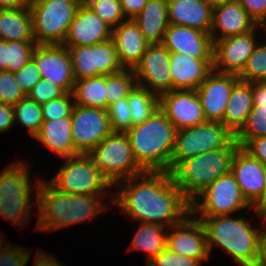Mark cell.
Listing matches in <instances>:
<instances>
[{"label":"cell","instance_id":"cell-53","mask_svg":"<svg viewBox=\"0 0 266 266\" xmlns=\"http://www.w3.org/2000/svg\"><path fill=\"white\" fill-rule=\"evenodd\" d=\"M257 266H266V220L263 221V227L260 237V255Z\"/></svg>","mask_w":266,"mask_h":266},{"label":"cell","instance_id":"cell-13","mask_svg":"<svg viewBox=\"0 0 266 266\" xmlns=\"http://www.w3.org/2000/svg\"><path fill=\"white\" fill-rule=\"evenodd\" d=\"M263 35L264 27L258 25L245 34L213 41V70L238 75Z\"/></svg>","mask_w":266,"mask_h":266},{"label":"cell","instance_id":"cell-46","mask_svg":"<svg viewBox=\"0 0 266 266\" xmlns=\"http://www.w3.org/2000/svg\"><path fill=\"white\" fill-rule=\"evenodd\" d=\"M146 266H202V263L164 248Z\"/></svg>","mask_w":266,"mask_h":266},{"label":"cell","instance_id":"cell-15","mask_svg":"<svg viewBox=\"0 0 266 266\" xmlns=\"http://www.w3.org/2000/svg\"><path fill=\"white\" fill-rule=\"evenodd\" d=\"M170 51L163 44H150L134 67L137 86L160 96L173 90Z\"/></svg>","mask_w":266,"mask_h":266},{"label":"cell","instance_id":"cell-5","mask_svg":"<svg viewBox=\"0 0 266 266\" xmlns=\"http://www.w3.org/2000/svg\"><path fill=\"white\" fill-rule=\"evenodd\" d=\"M26 162L22 158L0 171V217L19 228L28 225L32 218V208L37 205V191L43 179L38 176L36 182L32 181L31 166Z\"/></svg>","mask_w":266,"mask_h":266},{"label":"cell","instance_id":"cell-17","mask_svg":"<svg viewBox=\"0 0 266 266\" xmlns=\"http://www.w3.org/2000/svg\"><path fill=\"white\" fill-rule=\"evenodd\" d=\"M166 248L202 264L210 259L205 228L191 213L181 223L169 228Z\"/></svg>","mask_w":266,"mask_h":266},{"label":"cell","instance_id":"cell-31","mask_svg":"<svg viewBox=\"0 0 266 266\" xmlns=\"http://www.w3.org/2000/svg\"><path fill=\"white\" fill-rule=\"evenodd\" d=\"M128 247L131 251H142L146 255V264L166 248L168 227L158 224L140 223Z\"/></svg>","mask_w":266,"mask_h":266},{"label":"cell","instance_id":"cell-55","mask_svg":"<svg viewBox=\"0 0 266 266\" xmlns=\"http://www.w3.org/2000/svg\"><path fill=\"white\" fill-rule=\"evenodd\" d=\"M8 71V41L0 40V71Z\"/></svg>","mask_w":266,"mask_h":266},{"label":"cell","instance_id":"cell-30","mask_svg":"<svg viewBox=\"0 0 266 266\" xmlns=\"http://www.w3.org/2000/svg\"><path fill=\"white\" fill-rule=\"evenodd\" d=\"M0 40L35 42L29 7L0 9Z\"/></svg>","mask_w":266,"mask_h":266},{"label":"cell","instance_id":"cell-57","mask_svg":"<svg viewBox=\"0 0 266 266\" xmlns=\"http://www.w3.org/2000/svg\"><path fill=\"white\" fill-rule=\"evenodd\" d=\"M210 2V4L215 7V6H218V5H221V4H226L228 2H232V1H235V0H208Z\"/></svg>","mask_w":266,"mask_h":266},{"label":"cell","instance_id":"cell-24","mask_svg":"<svg viewBox=\"0 0 266 266\" xmlns=\"http://www.w3.org/2000/svg\"><path fill=\"white\" fill-rule=\"evenodd\" d=\"M258 25L247 11L235 0L213 7V23L210 31L212 41L241 35L254 30Z\"/></svg>","mask_w":266,"mask_h":266},{"label":"cell","instance_id":"cell-58","mask_svg":"<svg viewBox=\"0 0 266 266\" xmlns=\"http://www.w3.org/2000/svg\"><path fill=\"white\" fill-rule=\"evenodd\" d=\"M3 236L4 235L0 234V252L8 245L7 242H5L6 240L3 239Z\"/></svg>","mask_w":266,"mask_h":266},{"label":"cell","instance_id":"cell-32","mask_svg":"<svg viewBox=\"0 0 266 266\" xmlns=\"http://www.w3.org/2000/svg\"><path fill=\"white\" fill-rule=\"evenodd\" d=\"M72 95L77 105L106 110V75L75 80Z\"/></svg>","mask_w":266,"mask_h":266},{"label":"cell","instance_id":"cell-51","mask_svg":"<svg viewBox=\"0 0 266 266\" xmlns=\"http://www.w3.org/2000/svg\"><path fill=\"white\" fill-rule=\"evenodd\" d=\"M148 0H120L123 14L126 19H134L147 4Z\"/></svg>","mask_w":266,"mask_h":266},{"label":"cell","instance_id":"cell-40","mask_svg":"<svg viewBox=\"0 0 266 266\" xmlns=\"http://www.w3.org/2000/svg\"><path fill=\"white\" fill-rule=\"evenodd\" d=\"M36 42L8 41V71L16 73L31 58Z\"/></svg>","mask_w":266,"mask_h":266},{"label":"cell","instance_id":"cell-45","mask_svg":"<svg viewBox=\"0 0 266 266\" xmlns=\"http://www.w3.org/2000/svg\"><path fill=\"white\" fill-rule=\"evenodd\" d=\"M30 256V251L27 248L16 246L10 242L0 252V266H27Z\"/></svg>","mask_w":266,"mask_h":266},{"label":"cell","instance_id":"cell-2","mask_svg":"<svg viewBox=\"0 0 266 266\" xmlns=\"http://www.w3.org/2000/svg\"><path fill=\"white\" fill-rule=\"evenodd\" d=\"M43 178L37 191V231L53 232L58 229L87 222L111 210L110 195H73L57 190ZM109 197L107 199L104 197ZM102 198V199H100ZM111 205H110V204ZM110 208V209H109Z\"/></svg>","mask_w":266,"mask_h":266},{"label":"cell","instance_id":"cell-54","mask_svg":"<svg viewBox=\"0 0 266 266\" xmlns=\"http://www.w3.org/2000/svg\"><path fill=\"white\" fill-rule=\"evenodd\" d=\"M32 0H0V9L27 8Z\"/></svg>","mask_w":266,"mask_h":266},{"label":"cell","instance_id":"cell-36","mask_svg":"<svg viewBox=\"0 0 266 266\" xmlns=\"http://www.w3.org/2000/svg\"><path fill=\"white\" fill-rule=\"evenodd\" d=\"M259 40L243 70L237 75L245 82L266 81V35Z\"/></svg>","mask_w":266,"mask_h":266},{"label":"cell","instance_id":"cell-19","mask_svg":"<svg viewBox=\"0 0 266 266\" xmlns=\"http://www.w3.org/2000/svg\"><path fill=\"white\" fill-rule=\"evenodd\" d=\"M238 80L236 74L212 70L196 89L206 121H223L232 88Z\"/></svg>","mask_w":266,"mask_h":266},{"label":"cell","instance_id":"cell-44","mask_svg":"<svg viewBox=\"0 0 266 266\" xmlns=\"http://www.w3.org/2000/svg\"><path fill=\"white\" fill-rule=\"evenodd\" d=\"M14 77L17 85L26 96L41 79L40 72L32 58L20 70L14 73Z\"/></svg>","mask_w":266,"mask_h":266},{"label":"cell","instance_id":"cell-25","mask_svg":"<svg viewBox=\"0 0 266 266\" xmlns=\"http://www.w3.org/2000/svg\"><path fill=\"white\" fill-rule=\"evenodd\" d=\"M112 39L124 69H134L150 45L133 19H125L113 28Z\"/></svg>","mask_w":266,"mask_h":266},{"label":"cell","instance_id":"cell-41","mask_svg":"<svg viewBox=\"0 0 266 266\" xmlns=\"http://www.w3.org/2000/svg\"><path fill=\"white\" fill-rule=\"evenodd\" d=\"M72 93H65L63 96L50 100L41 105L43 121L58 120L63 117H71L74 107Z\"/></svg>","mask_w":266,"mask_h":266},{"label":"cell","instance_id":"cell-28","mask_svg":"<svg viewBox=\"0 0 266 266\" xmlns=\"http://www.w3.org/2000/svg\"><path fill=\"white\" fill-rule=\"evenodd\" d=\"M253 106L251 83L239 79L232 88L221 123L235 136L245 125Z\"/></svg>","mask_w":266,"mask_h":266},{"label":"cell","instance_id":"cell-10","mask_svg":"<svg viewBox=\"0 0 266 266\" xmlns=\"http://www.w3.org/2000/svg\"><path fill=\"white\" fill-rule=\"evenodd\" d=\"M63 165L48 181L59 191L73 195H108L110 182L84 154L62 158Z\"/></svg>","mask_w":266,"mask_h":266},{"label":"cell","instance_id":"cell-9","mask_svg":"<svg viewBox=\"0 0 266 266\" xmlns=\"http://www.w3.org/2000/svg\"><path fill=\"white\" fill-rule=\"evenodd\" d=\"M83 0H32L29 6L36 44H63Z\"/></svg>","mask_w":266,"mask_h":266},{"label":"cell","instance_id":"cell-8","mask_svg":"<svg viewBox=\"0 0 266 266\" xmlns=\"http://www.w3.org/2000/svg\"><path fill=\"white\" fill-rule=\"evenodd\" d=\"M191 214L195 218H206L223 215H237L238 212L248 209L253 211L256 219L265 221L266 218L259 214L243 196L234 175L229 172L220 176L191 202Z\"/></svg>","mask_w":266,"mask_h":266},{"label":"cell","instance_id":"cell-1","mask_svg":"<svg viewBox=\"0 0 266 266\" xmlns=\"http://www.w3.org/2000/svg\"><path fill=\"white\" fill-rule=\"evenodd\" d=\"M112 207L139 223L170 228L190 213V201L175 185L170 172H145L115 184Z\"/></svg>","mask_w":266,"mask_h":266},{"label":"cell","instance_id":"cell-38","mask_svg":"<svg viewBox=\"0 0 266 266\" xmlns=\"http://www.w3.org/2000/svg\"><path fill=\"white\" fill-rule=\"evenodd\" d=\"M83 3L112 29L126 19L122 11L120 0H83Z\"/></svg>","mask_w":266,"mask_h":266},{"label":"cell","instance_id":"cell-34","mask_svg":"<svg viewBox=\"0 0 266 266\" xmlns=\"http://www.w3.org/2000/svg\"><path fill=\"white\" fill-rule=\"evenodd\" d=\"M136 86L133 69H123L117 73L106 75V110L110 104L128 97Z\"/></svg>","mask_w":266,"mask_h":266},{"label":"cell","instance_id":"cell-52","mask_svg":"<svg viewBox=\"0 0 266 266\" xmlns=\"http://www.w3.org/2000/svg\"><path fill=\"white\" fill-rule=\"evenodd\" d=\"M33 258V266H65L55 256L45 253L43 250H38Z\"/></svg>","mask_w":266,"mask_h":266},{"label":"cell","instance_id":"cell-21","mask_svg":"<svg viewBox=\"0 0 266 266\" xmlns=\"http://www.w3.org/2000/svg\"><path fill=\"white\" fill-rule=\"evenodd\" d=\"M112 38V28L83 2L78 7L63 45L92 46Z\"/></svg>","mask_w":266,"mask_h":266},{"label":"cell","instance_id":"cell-56","mask_svg":"<svg viewBox=\"0 0 266 266\" xmlns=\"http://www.w3.org/2000/svg\"><path fill=\"white\" fill-rule=\"evenodd\" d=\"M253 207L254 210L266 218V185L263 192V197Z\"/></svg>","mask_w":266,"mask_h":266},{"label":"cell","instance_id":"cell-23","mask_svg":"<svg viewBox=\"0 0 266 266\" xmlns=\"http://www.w3.org/2000/svg\"><path fill=\"white\" fill-rule=\"evenodd\" d=\"M173 90H196L213 70V58H193L170 52Z\"/></svg>","mask_w":266,"mask_h":266},{"label":"cell","instance_id":"cell-37","mask_svg":"<svg viewBox=\"0 0 266 266\" xmlns=\"http://www.w3.org/2000/svg\"><path fill=\"white\" fill-rule=\"evenodd\" d=\"M263 136H266V109H252L235 141L243 148L251 139Z\"/></svg>","mask_w":266,"mask_h":266},{"label":"cell","instance_id":"cell-33","mask_svg":"<svg viewBox=\"0 0 266 266\" xmlns=\"http://www.w3.org/2000/svg\"><path fill=\"white\" fill-rule=\"evenodd\" d=\"M132 125L146 121L159 108V96L136 86L128 96Z\"/></svg>","mask_w":266,"mask_h":266},{"label":"cell","instance_id":"cell-59","mask_svg":"<svg viewBox=\"0 0 266 266\" xmlns=\"http://www.w3.org/2000/svg\"><path fill=\"white\" fill-rule=\"evenodd\" d=\"M263 27H264V32H265V35H266V24Z\"/></svg>","mask_w":266,"mask_h":266},{"label":"cell","instance_id":"cell-7","mask_svg":"<svg viewBox=\"0 0 266 266\" xmlns=\"http://www.w3.org/2000/svg\"><path fill=\"white\" fill-rule=\"evenodd\" d=\"M84 155L112 186L145 173L135 160L126 133L112 132Z\"/></svg>","mask_w":266,"mask_h":266},{"label":"cell","instance_id":"cell-16","mask_svg":"<svg viewBox=\"0 0 266 266\" xmlns=\"http://www.w3.org/2000/svg\"><path fill=\"white\" fill-rule=\"evenodd\" d=\"M41 78L72 93L75 77L69 51L63 44H37L32 53Z\"/></svg>","mask_w":266,"mask_h":266},{"label":"cell","instance_id":"cell-39","mask_svg":"<svg viewBox=\"0 0 266 266\" xmlns=\"http://www.w3.org/2000/svg\"><path fill=\"white\" fill-rule=\"evenodd\" d=\"M107 112L113 132L126 133L133 126L128 97L110 104Z\"/></svg>","mask_w":266,"mask_h":266},{"label":"cell","instance_id":"cell-27","mask_svg":"<svg viewBox=\"0 0 266 266\" xmlns=\"http://www.w3.org/2000/svg\"><path fill=\"white\" fill-rule=\"evenodd\" d=\"M33 138L57 157L67 158L79 154L72 141L70 117L43 121L39 132Z\"/></svg>","mask_w":266,"mask_h":266},{"label":"cell","instance_id":"cell-18","mask_svg":"<svg viewBox=\"0 0 266 266\" xmlns=\"http://www.w3.org/2000/svg\"><path fill=\"white\" fill-rule=\"evenodd\" d=\"M159 108L176 130L207 122L196 90H172L163 93L159 96Z\"/></svg>","mask_w":266,"mask_h":266},{"label":"cell","instance_id":"cell-48","mask_svg":"<svg viewBox=\"0 0 266 266\" xmlns=\"http://www.w3.org/2000/svg\"><path fill=\"white\" fill-rule=\"evenodd\" d=\"M243 149L266 167V136L251 139Z\"/></svg>","mask_w":266,"mask_h":266},{"label":"cell","instance_id":"cell-29","mask_svg":"<svg viewBox=\"0 0 266 266\" xmlns=\"http://www.w3.org/2000/svg\"><path fill=\"white\" fill-rule=\"evenodd\" d=\"M150 44H162L168 21V0H148L133 19Z\"/></svg>","mask_w":266,"mask_h":266},{"label":"cell","instance_id":"cell-12","mask_svg":"<svg viewBox=\"0 0 266 266\" xmlns=\"http://www.w3.org/2000/svg\"><path fill=\"white\" fill-rule=\"evenodd\" d=\"M75 80L117 73L120 64L113 39L87 46L67 47Z\"/></svg>","mask_w":266,"mask_h":266},{"label":"cell","instance_id":"cell-6","mask_svg":"<svg viewBox=\"0 0 266 266\" xmlns=\"http://www.w3.org/2000/svg\"><path fill=\"white\" fill-rule=\"evenodd\" d=\"M238 147L234 138L226 147L180 161L170 171L175 185L191 202L216 179L230 172L232 157Z\"/></svg>","mask_w":266,"mask_h":266},{"label":"cell","instance_id":"cell-20","mask_svg":"<svg viewBox=\"0 0 266 266\" xmlns=\"http://www.w3.org/2000/svg\"><path fill=\"white\" fill-rule=\"evenodd\" d=\"M230 172L234 175L243 196L254 206L263 197L266 167L242 147H238L232 157Z\"/></svg>","mask_w":266,"mask_h":266},{"label":"cell","instance_id":"cell-49","mask_svg":"<svg viewBox=\"0 0 266 266\" xmlns=\"http://www.w3.org/2000/svg\"><path fill=\"white\" fill-rule=\"evenodd\" d=\"M14 125V107L0 102V133L8 132Z\"/></svg>","mask_w":266,"mask_h":266},{"label":"cell","instance_id":"cell-22","mask_svg":"<svg viewBox=\"0 0 266 266\" xmlns=\"http://www.w3.org/2000/svg\"><path fill=\"white\" fill-rule=\"evenodd\" d=\"M162 44L173 53H185L193 58H213L210 34L198 29L169 24Z\"/></svg>","mask_w":266,"mask_h":266},{"label":"cell","instance_id":"cell-35","mask_svg":"<svg viewBox=\"0 0 266 266\" xmlns=\"http://www.w3.org/2000/svg\"><path fill=\"white\" fill-rule=\"evenodd\" d=\"M14 113L15 125L21 124L33 138L43 123L41 105L25 96L14 106Z\"/></svg>","mask_w":266,"mask_h":266},{"label":"cell","instance_id":"cell-50","mask_svg":"<svg viewBox=\"0 0 266 266\" xmlns=\"http://www.w3.org/2000/svg\"><path fill=\"white\" fill-rule=\"evenodd\" d=\"M253 109H266V81L251 82Z\"/></svg>","mask_w":266,"mask_h":266},{"label":"cell","instance_id":"cell-14","mask_svg":"<svg viewBox=\"0 0 266 266\" xmlns=\"http://www.w3.org/2000/svg\"><path fill=\"white\" fill-rule=\"evenodd\" d=\"M70 119L72 141L79 154L93 150L113 132L104 109L74 104Z\"/></svg>","mask_w":266,"mask_h":266},{"label":"cell","instance_id":"cell-4","mask_svg":"<svg viewBox=\"0 0 266 266\" xmlns=\"http://www.w3.org/2000/svg\"><path fill=\"white\" fill-rule=\"evenodd\" d=\"M176 131L158 108L146 121L126 132L135 160L145 172H170Z\"/></svg>","mask_w":266,"mask_h":266},{"label":"cell","instance_id":"cell-3","mask_svg":"<svg viewBox=\"0 0 266 266\" xmlns=\"http://www.w3.org/2000/svg\"><path fill=\"white\" fill-rule=\"evenodd\" d=\"M200 220L206 231L209 256L214 246L222 249L238 266H257L263 222L258 226L246 216L223 215ZM260 226V227H259Z\"/></svg>","mask_w":266,"mask_h":266},{"label":"cell","instance_id":"cell-11","mask_svg":"<svg viewBox=\"0 0 266 266\" xmlns=\"http://www.w3.org/2000/svg\"><path fill=\"white\" fill-rule=\"evenodd\" d=\"M235 136L221 123L207 121L176 131L170 171L182 160L226 147Z\"/></svg>","mask_w":266,"mask_h":266},{"label":"cell","instance_id":"cell-42","mask_svg":"<svg viewBox=\"0 0 266 266\" xmlns=\"http://www.w3.org/2000/svg\"><path fill=\"white\" fill-rule=\"evenodd\" d=\"M25 96L15 81L14 73L0 71V102L14 107Z\"/></svg>","mask_w":266,"mask_h":266},{"label":"cell","instance_id":"cell-26","mask_svg":"<svg viewBox=\"0 0 266 266\" xmlns=\"http://www.w3.org/2000/svg\"><path fill=\"white\" fill-rule=\"evenodd\" d=\"M168 21L210 34L213 6L208 0H168Z\"/></svg>","mask_w":266,"mask_h":266},{"label":"cell","instance_id":"cell-47","mask_svg":"<svg viewBox=\"0 0 266 266\" xmlns=\"http://www.w3.org/2000/svg\"><path fill=\"white\" fill-rule=\"evenodd\" d=\"M259 26L266 24V0H237Z\"/></svg>","mask_w":266,"mask_h":266},{"label":"cell","instance_id":"cell-43","mask_svg":"<svg viewBox=\"0 0 266 266\" xmlns=\"http://www.w3.org/2000/svg\"><path fill=\"white\" fill-rule=\"evenodd\" d=\"M66 92L59 86L41 78L27 96L37 104H44L50 100L63 96Z\"/></svg>","mask_w":266,"mask_h":266}]
</instances>
